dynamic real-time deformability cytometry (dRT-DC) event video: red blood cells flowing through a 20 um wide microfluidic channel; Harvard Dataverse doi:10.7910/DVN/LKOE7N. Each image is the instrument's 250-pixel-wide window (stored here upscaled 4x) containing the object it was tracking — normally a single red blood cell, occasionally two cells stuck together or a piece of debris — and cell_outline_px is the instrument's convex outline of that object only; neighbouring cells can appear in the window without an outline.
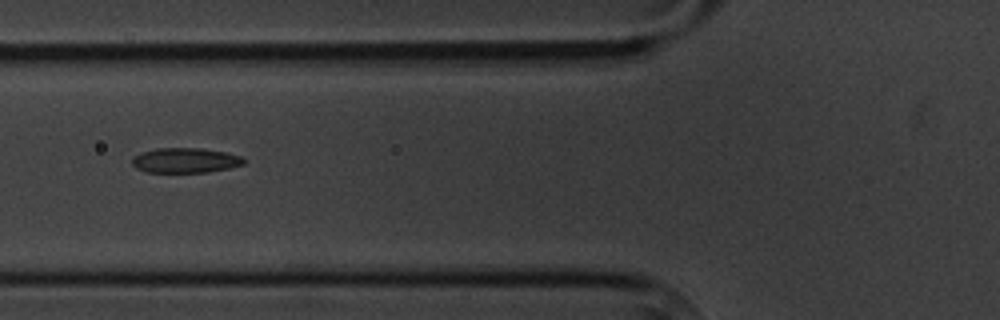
{"species": "common noctule bat (a hibernating species)", "species_latin": "Nyctalus noctula", "temperature_condition": "cold", "stored_images_in_passage": 8, "camera_frame_rate_fps": 3000, "um_per_image_px": 0.085, "animal": {"sex": "male", "body_mass_g": 20.1, "forearm_length_mm": 53.5}, "frame": {"image": 1, "passage_image": 3, "time_ms": 3.0, "image_size_px": [1000, 320], "cell_outline_px": [[244, 164], [228, 168], [208, 172], [148, 172], [136, 168], [132, 164], [132, 160], [140, 152], [156, 148], [200, 148], [224, 152], [240, 156], [244, 160]], "centroid_in_image_um": [15.73, 13.63], "position_along_channel_um": 110.1, "area_um2": 16.07}}
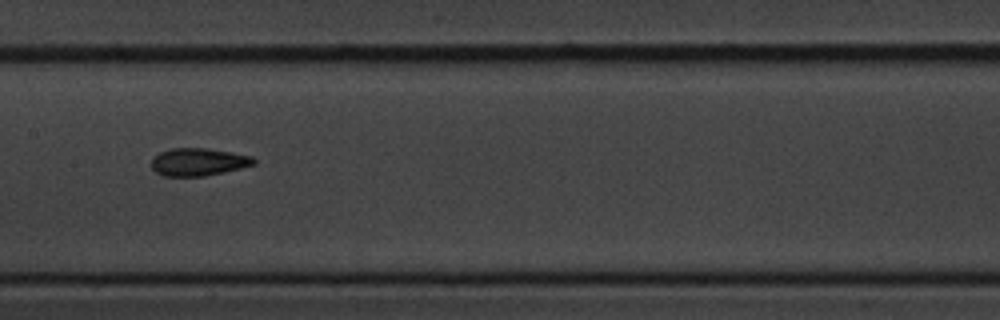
{"frame": {"image": 2, "passage_image": 5, "time_ms": 5.333, "image_size_px": [1000, 320], "cell_outline_px": [[256, 164], [224, 172], [204, 176], [164, 176], [156, 172], [152, 168], [152, 156], [160, 152], [172, 148], [208, 148], [252, 156], [256, 160]], "centroid_in_image_um": [16.85, 13.76], "position_along_channel_um": 190.5, "area_um2": 16.53}}
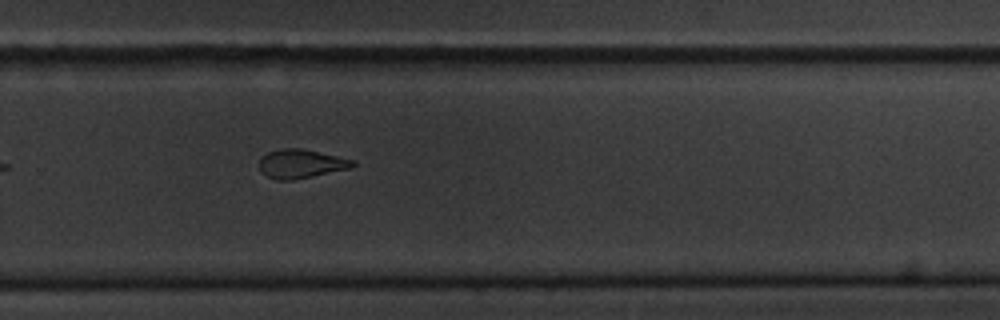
{"frame": {"image": 3, "passage_image": 8, "time_ms": 8.667, "image_size_px": [1000, 320], "cell_outline_px": [[356, 164], [352, 168], [292, 180], [276, 180], [260, 172], [260, 156], [268, 152], [280, 148], [300, 148], [356, 160]], "centroid_in_image_um": [25.58, 13.91], "position_along_channel_um": 304.2, "area_um2": 15.78}}